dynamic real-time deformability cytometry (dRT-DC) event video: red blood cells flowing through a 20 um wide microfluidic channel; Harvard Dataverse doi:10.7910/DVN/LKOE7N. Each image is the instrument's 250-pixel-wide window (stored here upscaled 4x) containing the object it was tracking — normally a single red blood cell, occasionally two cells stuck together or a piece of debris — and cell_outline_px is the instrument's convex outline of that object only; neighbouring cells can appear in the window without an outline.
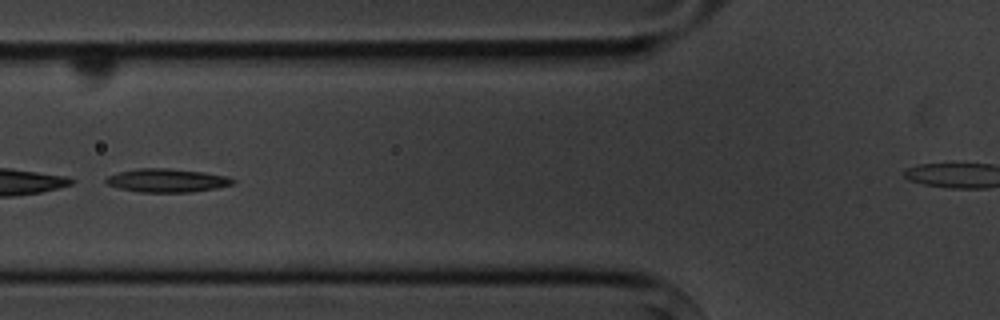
{"species": "common noctule bat (a hibernating species)", "species_latin": "Nyctalus noctula", "temperature_condition": "cold", "stored_images_in_passage": 8, "camera_frame_rate_fps": 3000, "um_per_image_px": 0.085, "animal": {"sex": "male", "body_mass_g": 20.1, "forearm_length_mm": 53.5}, "frame": {"image": 1, "passage_image": 6, "time_ms": 6.667, "image_size_px": [1000, 320], "cell_outline_px": [[236, 180], [232, 184], [216, 188], [192, 192], [140, 192], [116, 188], [104, 184], [104, 180], [108, 176], [120, 172], [136, 168], [168, 168], [204, 172], [228, 176]], "centroid_in_image_um": [14.16, 15.34], "position_along_channel_um": 111.6, "area_um2": 17.51}}
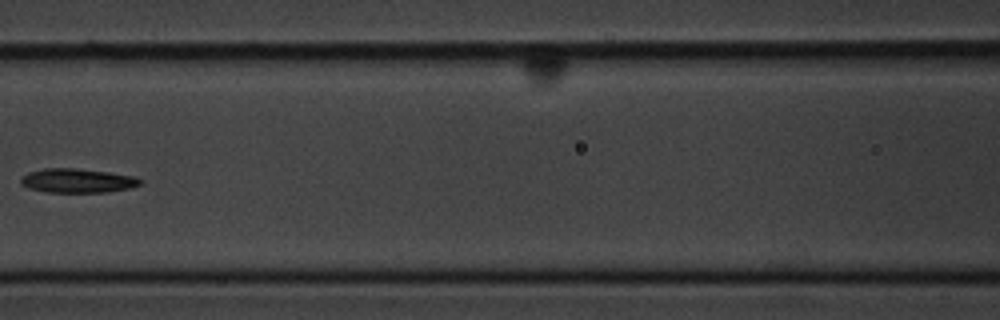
{"frame": {"image": 2, "passage_image": 7, "time_ms": 8.0, "image_size_px": [1000, 320], "cell_outline_px": [[144, 180], [140, 184], [128, 188], [108, 192], [48, 192], [28, 188], [20, 184], [20, 180], [28, 172], [44, 168], [76, 168], [108, 172], [136, 176]], "centroid_in_image_um": [6.59, 15.35], "position_along_channel_um": 160.0, "area_um2": 16.82}}
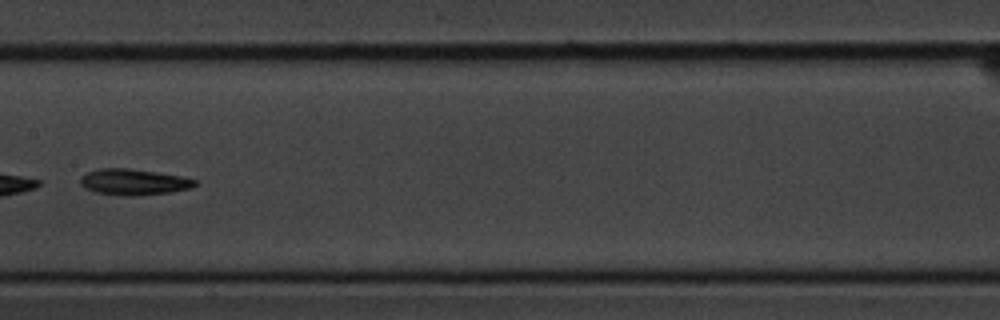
{"frame": {"image": 3, "passage_image": 8, "time_ms": 9.0, "image_size_px": [1000, 320], "cell_outline_px": [[196, 184], [192, 188], [172, 192], [136, 196], [124, 196], [96, 192], [80, 184], [80, 176], [88, 172], [100, 168], [128, 168], [156, 172], [180, 176], [196, 180]], "centroid_in_image_um": [11.37, 15.47], "position_along_channel_um": 196.0, "area_um2": 17.34}}